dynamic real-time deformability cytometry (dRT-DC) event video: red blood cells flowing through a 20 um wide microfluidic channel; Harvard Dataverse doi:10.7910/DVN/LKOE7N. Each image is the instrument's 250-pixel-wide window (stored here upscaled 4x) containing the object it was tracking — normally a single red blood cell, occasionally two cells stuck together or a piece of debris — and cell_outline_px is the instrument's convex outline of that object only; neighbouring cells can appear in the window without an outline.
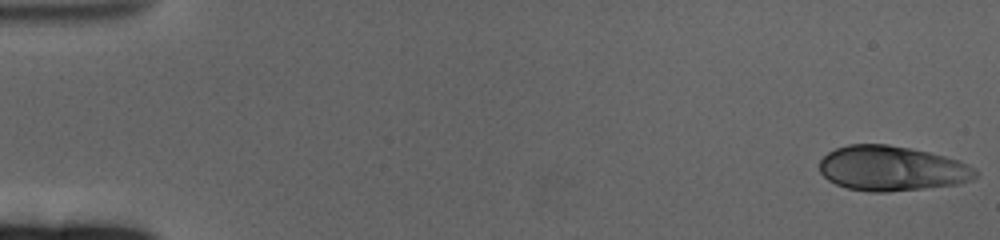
{"species": "human", "species_latin": "Homo sapiens", "temperature_condition": "cold", "stored_images_in_passage": 61, "camera_frame_rate_fps": 3000, "um_per_image_px": 0.085, "donor": {"sex": "female"}, "frame": {"image": 1, "passage_image": 1, "time_ms": 0.0, "image_size_px": [1000, 240], "cell_outline_px": [[980, 172], [972, 180], [960, 184], [888, 192], [868, 192], [848, 188], [836, 184], [828, 180], [820, 172], [820, 160], [828, 152], [836, 148], [848, 144], [888, 144], [928, 152], [960, 160], [976, 168]], "centroid_in_image_um": [75.83, 14.32], "position_along_channel_um": 9.2, "area_um2": 41.1}}
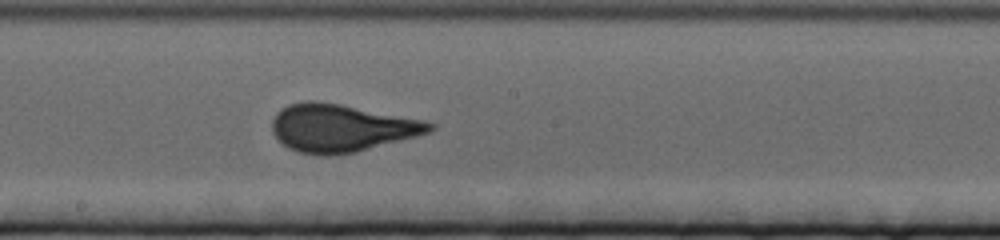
{"frame": {"image": 2, "passage_image": 34, "time_ms": 11.0, "image_size_px": [1000, 240], "cell_outline_px": [[436, 128], [428, 132], [416, 136], [356, 152], [332, 156], [316, 156], [296, 152], [288, 148], [272, 132], [272, 120], [276, 112], [280, 108], [288, 104], [304, 100], [316, 100], [340, 104], [424, 120], [436, 124]], "centroid_in_image_um": [28.97, 10.88], "position_along_channel_um": 219.2, "area_um2": 44.04}}
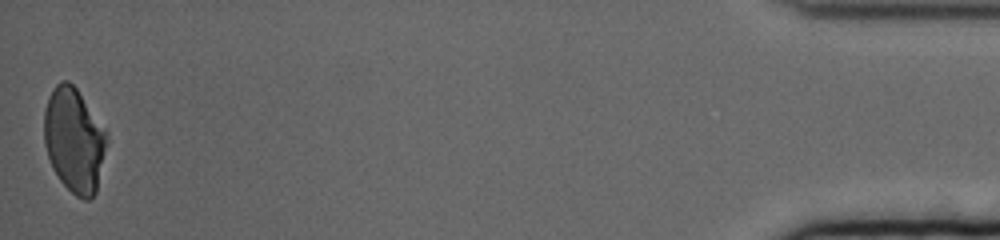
{"frame": {"image": 3, "passage_image": 61, "time_ms": 20.0, "image_size_px": [1000, 240], "cell_outline_px": [[108, 140], [96, 192], [88, 200], [84, 200], [76, 196], [60, 180], [52, 168], [44, 144], [44, 112], [48, 100], [56, 84], [60, 80], [68, 80], [76, 88], [108, 132]], "centroid_in_image_um": [6.31, 11.91], "position_along_channel_um": 428.9, "area_um2": 38.09}, "authors_computed_cell_mechanics": {"area_um2": 41.0958, "velocity_mm_per_s": 3.2817, "shape_relaxation_time_tau1_ms": 5.3277, "shape_relaxation_time_tau2_ms": null, "deformation_change_tau1": 0.1727, "deformation_change_tau2": null}}